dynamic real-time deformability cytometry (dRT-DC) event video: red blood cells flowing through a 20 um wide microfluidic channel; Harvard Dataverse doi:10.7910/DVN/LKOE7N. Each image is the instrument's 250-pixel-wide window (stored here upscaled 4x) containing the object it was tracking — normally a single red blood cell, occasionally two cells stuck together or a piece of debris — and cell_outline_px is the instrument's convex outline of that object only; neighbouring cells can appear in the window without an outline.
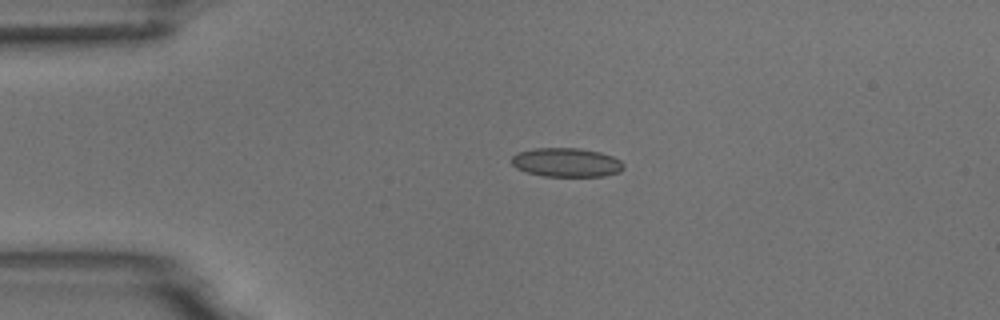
{"species": "common noctule bat (a hibernating species)", "species_latin": "Nyctalus noctula", "temperature_condition": "room temperature", "stored_images_in_passage": 4, "camera_frame_rate_fps": 3000, "um_per_image_px": 0.085, "animal": {"sex": "male", "body_mass_g": 18.8}, "frame": {"image": 1, "passage_image": 3, "time_ms": 0.667, "image_size_px": [1000, 320], "cell_outline_px": [[624, 168], [620, 172], [604, 176], [544, 176], [528, 172], [516, 168], [512, 164], [512, 156], [516, 152], [532, 148], [580, 148], [600, 152], [612, 156], [620, 160], [624, 164]], "centroid_in_image_um": [48.15, 13.8], "position_along_channel_um": 36.9, "area_um2": 19.02}}